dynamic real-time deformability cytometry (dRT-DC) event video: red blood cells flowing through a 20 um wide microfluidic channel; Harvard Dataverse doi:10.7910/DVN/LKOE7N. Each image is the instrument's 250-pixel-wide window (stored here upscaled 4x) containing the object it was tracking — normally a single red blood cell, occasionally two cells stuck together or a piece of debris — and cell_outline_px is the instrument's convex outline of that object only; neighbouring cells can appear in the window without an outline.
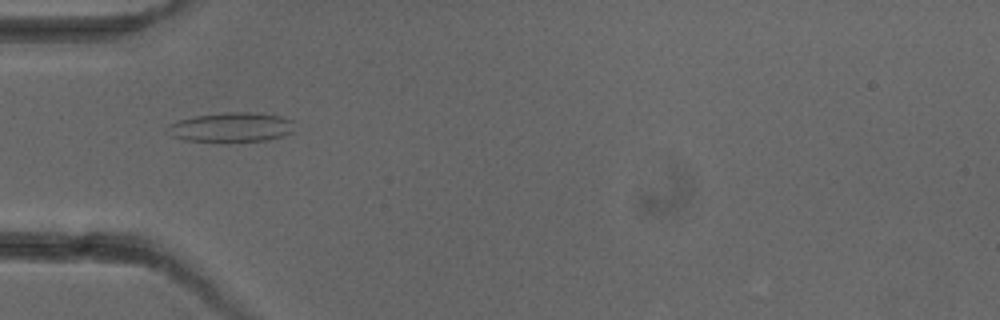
{"species": "common noctule bat (a hibernating species)", "species_latin": "Nyctalus noctula", "temperature_condition": "cold", "stored_images_in_passage": 4, "camera_frame_rate_fps": 3000, "um_per_image_px": 0.085, "animal": {"sex": "female"}, "frame": {"image": 1, "passage_image": 1, "time_ms": 0.0, "image_size_px": [1000, 320], "cell_outline_px": [[292, 132], [268, 140], [224, 144], [184, 140], [172, 136], [164, 128], [168, 124], [192, 116], [224, 112], [256, 112], [280, 116], [292, 120]], "centroid_in_image_um": [19.59, 10.85], "position_along_channel_um": 65.4, "area_um2": 22.66}}
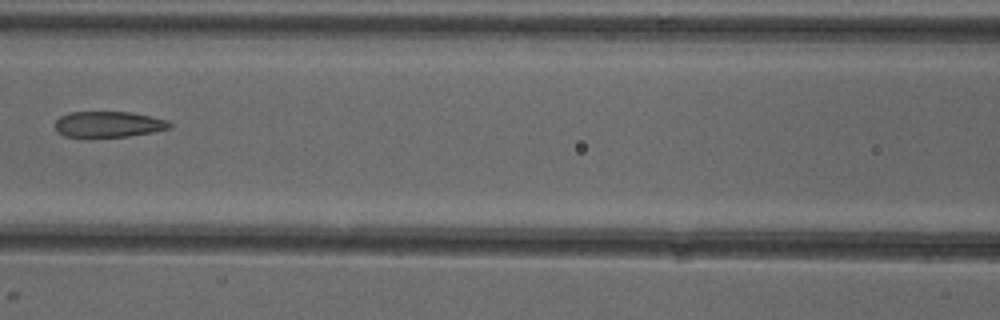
{"frame": {"image": 2, "passage_image": 3, "time_ms": 2.333, "image_size_px": [1000, 320], "cell_outline_px": [[172, 128], [152, 132], [128, 136], [64, 136], [56, 132], [56, 120], [60, 116], [68, 112], [132, 112], [168, 120], [172, 124]], "centroid_in_image_um": [9.24, 10.55], "position_along_channel_um": 157.4, "area_um2": 17.17}}
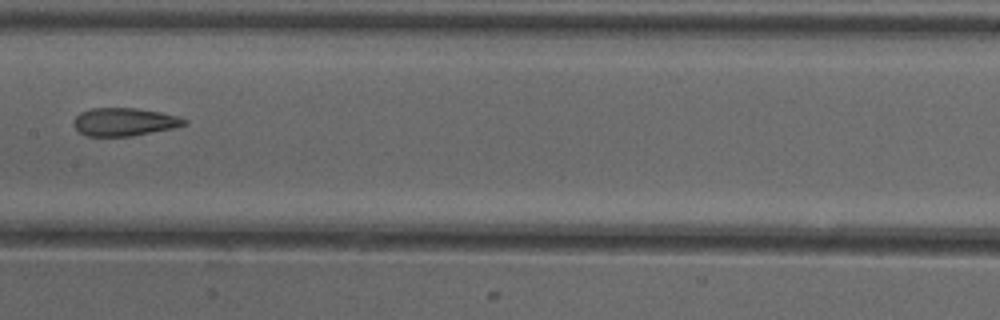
{"frame": {"image": 3, "passage_image": 4, "time_ms": 3.333, "image_size_px": [1000, 320], "cell_outline_px": [[188, 124], [172, 128], [132, 136], [84, 136], [76, 128], [76, 116], [80, 112], [92, 108], [136, 108], [160, 112], [176, 116], [188, 120]], "centroid_in_image_um": [10.59, 10.36], "position_along_channel_um": 196.8, "area_um2": 17.86}}